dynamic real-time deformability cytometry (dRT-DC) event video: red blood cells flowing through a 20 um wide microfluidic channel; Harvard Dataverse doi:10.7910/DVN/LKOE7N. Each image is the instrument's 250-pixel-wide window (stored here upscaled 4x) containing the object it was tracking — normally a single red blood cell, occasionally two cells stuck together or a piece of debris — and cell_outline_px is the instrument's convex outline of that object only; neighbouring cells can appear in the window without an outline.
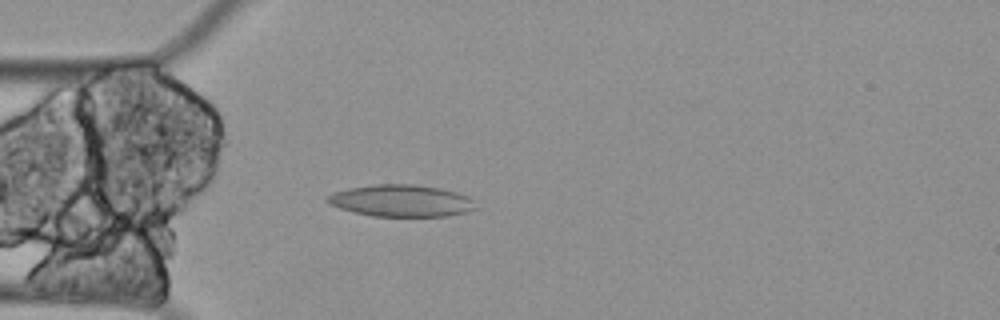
{"species": "Egyptian fruit bat (a non-hibernating species)", "species_latin": "Rousettus aegyptiacus", "temperature_condition": "cold", "stored_images_in_passage": 49, "camera_frame_rate_fps": 3000, "um_per_image_px": 0.085, "animal": {"sex": "female"}, "frame": {"image": 1, "passage_image": 14, "time_ms": 4.333, "image_size_px": [1000, 320], "cell_outline_px": [[476, 208], [468, 212], [448, 216], [372, 216], [352, 212], [340, 208], [324, 200], [332, 192], [348, 188], [376, 184], [416, 184], [440, 188], [456, 192], [468, 196], [476, 200]], "centroid_in_image_um": [34.14, 17.06], "position_along_channel_um": 50.9, "area_um2": 27.8}}
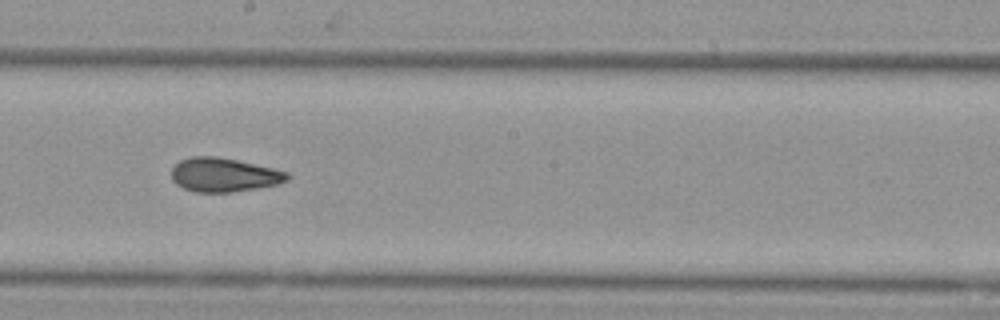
{"frame": {"image": 2, "passage_image": 30, "time_ms": 9.667, "image_size_px": [1000, 320], "cell_outline_px": [[288, 180], [276, 184], [256, 188], [232, 192], [196, 192], [184, 188], [176, 184], [172, 180], [172, 168], [180, 160], [192, 156], [216, 156], [236, 160], [272, 168], [288, 172]], "centroid_in_image_um": [19.0, 14.86], "position_along_channel_um": 229.2, "area_um2": 22.66}}
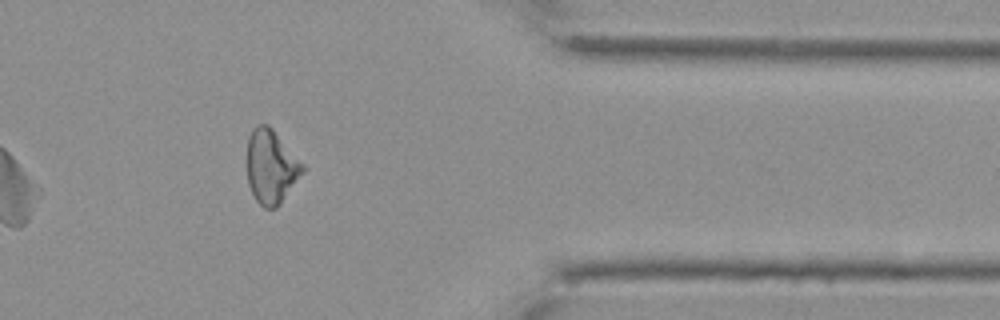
{"frame": {"image": 3, "passage_image": 46, "time_ms": 15.0, "image_size_px": [1000, 320], "cell_outline_px": [[304, 172], [280, 204], [276, 208], [264, 208], [256, 200], [248, 184], [248, 136], [252, 128], [256, 124], [268, 124], [272, 128], [304, 164]], "centroid_in_image_um": [23.05, 14.16], "position_along_channel_um": 388.4, "area_um2": 23.87}, "authors_computed_cell_mechanics": {"area_um2": 23.5246, "velocity_mm_per_s": 3.3248, "shape_relaxation_time_tau1_ms": null, "shape_relaxation_time_tau2_ms": 4.0355, "deformation_change_tau1": null, "deformation_change_tau2": 0.1102}}